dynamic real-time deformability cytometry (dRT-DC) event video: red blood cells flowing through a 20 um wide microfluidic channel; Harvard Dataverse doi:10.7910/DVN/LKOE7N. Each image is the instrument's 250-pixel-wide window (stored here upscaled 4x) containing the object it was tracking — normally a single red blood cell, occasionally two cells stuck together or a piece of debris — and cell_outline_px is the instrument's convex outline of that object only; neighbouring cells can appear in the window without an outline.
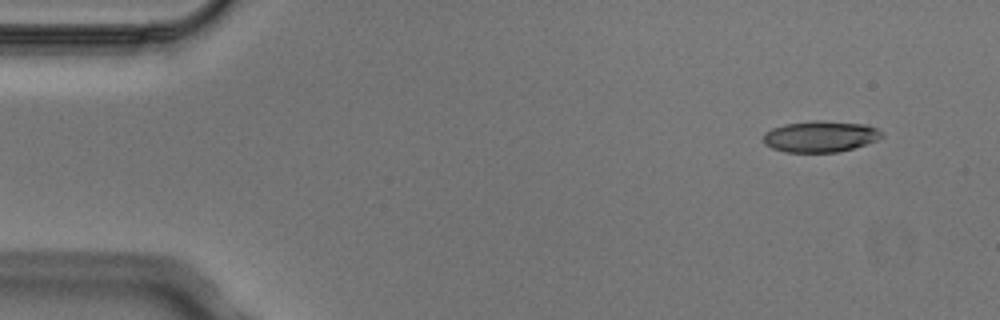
{"species": "Egyptian fruit bat (a non-hibernating species)", "species_latin": "Rousettus aegyptiacus", "temperature_condition": "cold", "stored_images_in_passage": 4, "camera_frame_rate_fps": 3000, "um_per_image_px": 0.085, "animal": {"sex": "male"}, "frame": {"image": 1, "passage_image": 1, "time_ms": 0.0, "image_size_px": [1000, 320], "cell_outline_px": [[884, 136], [876, 140], [852, 148], [836, 152], [784, 152], [772, 148], [764, 144], [764, 132], [772, 128], [784, 124], [812, 120], [820, 120], [864, 124], [876, 128]], "centroid_in_image_um": [69.68, 11.59], "position_along_channel_um": 15.3, "area_um2": 21.44}}
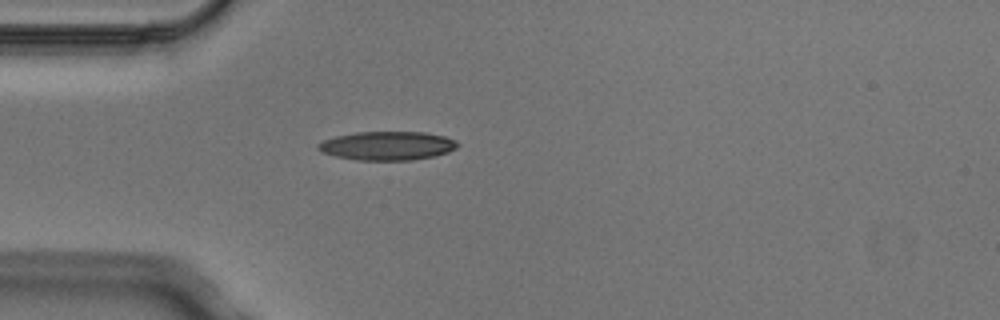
{"frame": {"image": 2, "passage_image": 4, "time_ms": 1.0, "image_size_px": [1000, 320], "cell_outline_px": [[460, 144], [456, 148], [448, 152], [432, 156], [412, 160], [356, 160], [336, 156], [320, 152], [316, 148], [316, 144], [324, 140], [336, 136], [356, 132], [424, 132], [444, 136], [456, 140]], "centroid_in_image_um": [32.9, 12.39], "position_along_channel_um": 52.1, "area_um2": 23.41}}